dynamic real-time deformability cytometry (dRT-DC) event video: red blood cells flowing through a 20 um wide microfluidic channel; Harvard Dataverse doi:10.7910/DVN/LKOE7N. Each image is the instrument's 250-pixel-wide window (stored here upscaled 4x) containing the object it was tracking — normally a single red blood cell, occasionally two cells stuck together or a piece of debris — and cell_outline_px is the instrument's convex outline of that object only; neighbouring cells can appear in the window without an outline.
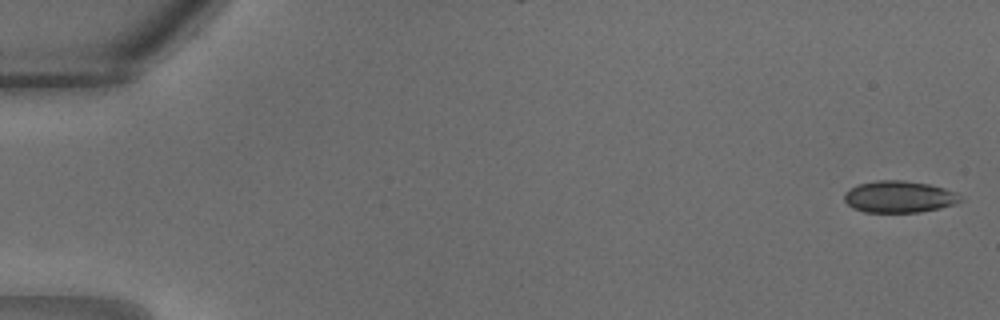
{"species": "common noctule bat (a hibernating species)", "species_latin": "Nyctalus noctula", "temperature_condition": "warm", "stored_images_in_passage": 6, "camera_frame_rate_fps": 3000, "um_per_image_px": 0.085, "animal": {"sex": "male", "body_mass_g": 18.8}, "frame": {"image": 1, "passage_image": 1, "time_ms": 0.0, "image_size_px": [1000, 320], "cell_outline_px": [[964, 200], [956, 204], [940, 208], [920, 212], [864, 212], [852, 208], [844, 200], [844, 192], [856, 184], [876, 180], [900, 180], [928, 184], [944, 188], [956, 192]], "centroid_in_image_um": [76.41, 16.72], "position_along_channel_um": 8.6, "area_um2": 21.68}}